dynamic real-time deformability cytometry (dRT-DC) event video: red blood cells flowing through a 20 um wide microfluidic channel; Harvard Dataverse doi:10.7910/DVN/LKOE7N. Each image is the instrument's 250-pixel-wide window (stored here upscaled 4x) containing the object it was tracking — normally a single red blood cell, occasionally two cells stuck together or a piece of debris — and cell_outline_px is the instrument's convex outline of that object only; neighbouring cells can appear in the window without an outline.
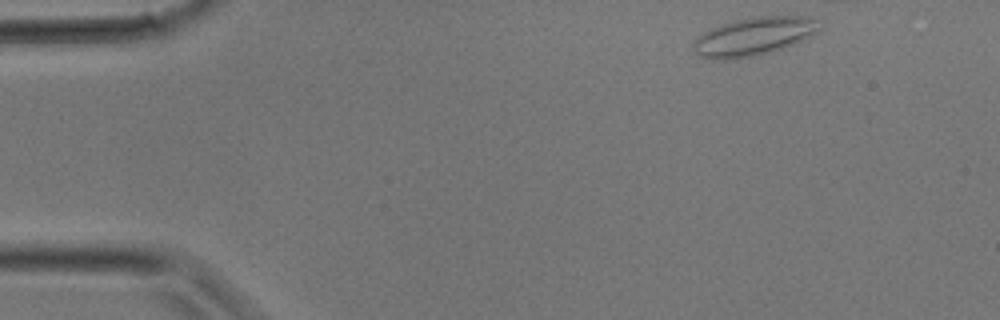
{"species": "common noctule bat (a hibernating species)", "species_latin": "Nyctalus noctula", "temperature_condition": "room temperature", "stored_images_in_passage": 9, "camera_frame_rate_fps": 3000, "um_per_image_px": 0.085, "animal": {"sex": "male", "body_mass_g": 17.9}, "frame": {"image": 1, "passage_image": 1, "time_ms": 0.0, "image_size_px": [1000, 320], "cell_outline_px": [[816, 32], [796, 44], [784, 48], [752, 56], [732, 60], [712, 60], [700, 56], [692, 48], [692, 44], [704, 32], [712, 28], [736, 20], [760, 16], [800, 16], [816, 20]], "centroid_in_image_um": [64.01, 3.13], "position_along_channel_um": 21.0, "area_um2": 27.57}}